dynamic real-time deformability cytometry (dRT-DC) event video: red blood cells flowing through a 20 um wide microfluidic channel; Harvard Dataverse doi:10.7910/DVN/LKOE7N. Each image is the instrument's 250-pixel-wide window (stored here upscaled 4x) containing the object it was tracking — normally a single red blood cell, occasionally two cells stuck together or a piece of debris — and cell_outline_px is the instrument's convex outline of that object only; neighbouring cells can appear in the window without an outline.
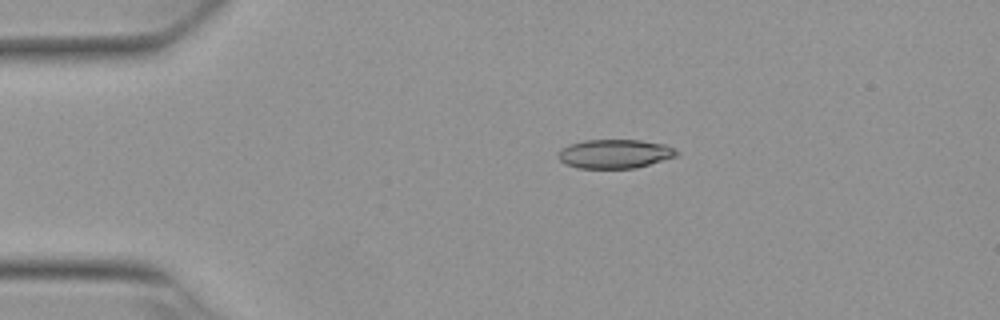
{"species": "Egyptian fruit bat (a non-hibernating species)", "species_latin": "Rousettus aegyptiacus", "temperature_condition": "warm", "stored_images_in_passage": 52, "camera_frame_rate_fps": 3000, "um_per_image_px": 0.085, "animal": {"sex": "female"}, "frame": {"image": 1, "passage_image": 10, "time_ms": 3.0, "image_size_px": [1000, 320], "cell_outline_px": [[680, 152], [676, 156], [636, 168], [576, 168], [564, 164], [556, 156], [560, 148], [568, 144], [584, 140], [640, 140], [664, 144]], "centroid_in_image_um": [52.19, 13.07], "position_along_channel_um": 32.8, "area_um2": 20.11}}
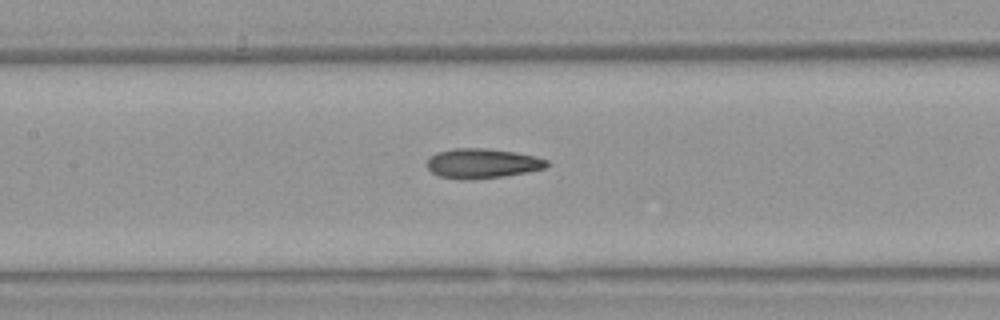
{"frame": {"image": 2, "passage_image": 24, "time_ms": 7.667, "image_size_px": [1000, 320], "cell_outline_px": [[548, 164], [544, 168], [528, 172], [504, 176], [468, 180], [440, 176], [432, 172], [428, 168], [428, 156], [436, 152], [456, 148], [484, 148], [516, 152], [548, 160]], "centroid_in_image_um": [40.97, 13.88], "position_along_channel_um": 166.4, "area_um2": 20.63}}
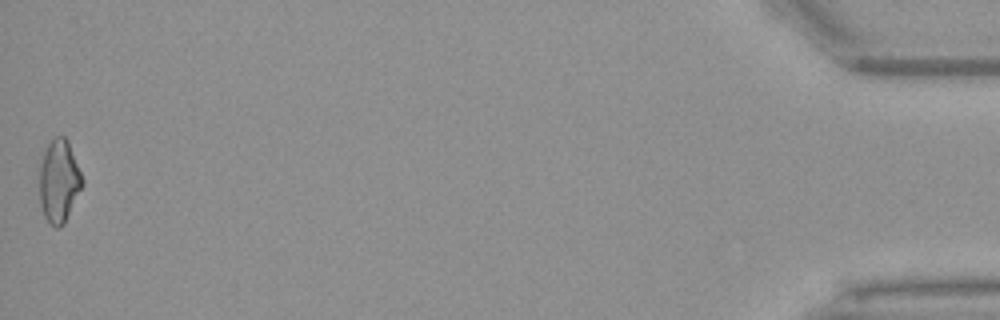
{"frame": {"image": 3, "passage_image": 52, "time_ms": 17.0, "image_size_px": [1000, 320], "cell_outline_px": [[84, 184], [64, 224], [60, 228], [56, 228], [44, 216], [40, 204], [40, 164], [44, 152], [48, 144], [56, 136], [64, 136], [68, 140], [84, 180]], "centroid_in_image_um": [5.03, 15.4], "position_along_channel_um": 430.2, "area_um2": 20.63}, "authors_computed_cell_mechanics": {"area_um2": 20.23, "velocity_mm_per_s": 3.8734, "shape_relaxation_time_tau1_ms": null, "shape_relaxation_time_tau2_ms": 3.3987, "deformation_change_tau1": null, "deformation_change_tau2": 0.1258}}